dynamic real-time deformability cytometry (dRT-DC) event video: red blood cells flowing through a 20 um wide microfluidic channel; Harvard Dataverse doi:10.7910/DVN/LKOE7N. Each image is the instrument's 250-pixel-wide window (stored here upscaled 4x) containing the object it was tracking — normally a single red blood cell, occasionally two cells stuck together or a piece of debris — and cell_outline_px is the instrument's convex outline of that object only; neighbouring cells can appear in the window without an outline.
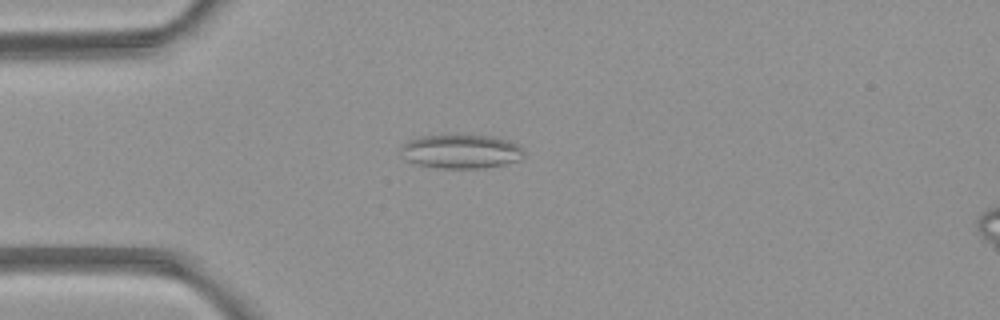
{"species": "common noctule bat (a hibernating species)", "species_latin": "Nyctalus noctula", "temperature_condition": "room temperature", "stored_images_in_passage": 3, "camera_frame_rate_fps": 3000, "um_per_image_px": 0.085, "animal": {"sex": "female", "body_mass_g": 21.9}, "frame": {"image": 1, "passage_image": 3, "time_ms": 2.333, "image_size_px": [1000, 320], "cell_outline_px": [[524, 156], [520, 160], [504, 164], [484, 168], [440, 168], [416, 164], [404, 160], [400, 152], [400, 148], [408, 140], [424, 136], [456, 132], [492, 136], [508, 140], [516, 144], [524, 152]], "centroid_in_image_um": [39.15, 12.84], "position_along_channel_um": 45.8, "area_um2": 25.2}}